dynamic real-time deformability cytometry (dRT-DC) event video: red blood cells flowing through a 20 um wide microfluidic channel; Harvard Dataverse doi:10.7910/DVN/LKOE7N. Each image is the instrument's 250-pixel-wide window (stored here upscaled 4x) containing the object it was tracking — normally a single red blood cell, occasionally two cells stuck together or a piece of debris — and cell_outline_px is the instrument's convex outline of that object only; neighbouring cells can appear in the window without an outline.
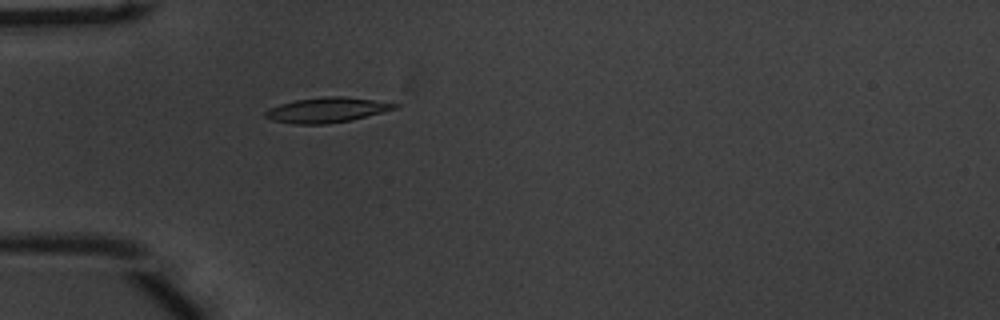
{"species": "common noctule bat (a hibernating species)", "species_latin": "Nyctalus noctula", "temperature_condition": "warm", "stored_images_in_passage": 35, "camera_frame_rate_fps": 3000, "um_per_image_px": 0.085, "animal": {"sex": "male", "body_mass_g": 20.1, "forearm_length_mm": 53.5}, "frame": {"image": 1, "passage_image": 1, "time_ms": 0.0, "image_size_px": [1000, 320], "cell_outline_px": [[400, 104], [396, 108], [352, 120], [328, 124], [296, 124], [272, 120], [264, 116], [264, 112], [268, 108], [280, 104], [296, 100], [324, 96], [344, 96]], "centroid_in_image_um": [27.74, 9.35], "position_along_channel_um": 57.3, "area_um2": 18.79}}
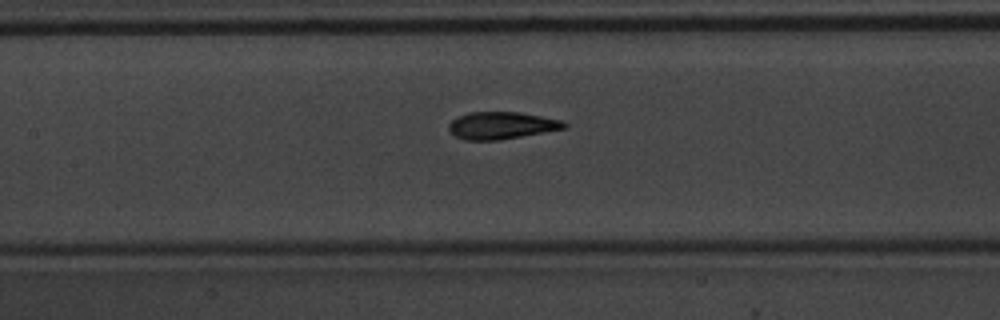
{"frame": {"image": 2, "passage_image": 10, "time_ms": 3.0, "image_size_px": [1000, 320], "cell_outline_px": [[568, 128], [500, 140], [464, 140], [456, 136], [448, 128], [448, 124], [452, 120], [468, 112], [520, 112], [564, 120], [568, 124]], "centroid_in_image_um": [42.69, 10.66], "position_along_channel_um": 164.7, "area_um2": 18.44}}
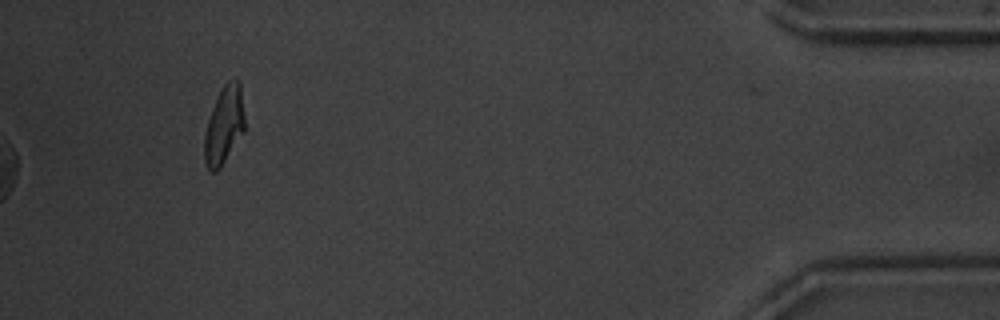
{"frame": {"image": 3, "passage_image": 35, "time_ms": 11.333, "image_size_px": [1000, 320], "cell_outline_px": [[244, 132], [220, 168], [216, 172], [212, 172], [208, 168], [204, 160], [204, 136], [208, 120], [212, 108], [220, 88], [228, 80], [236, 76], [240, 80], [244, 116]], "centroid_in_image_um": [19.05, 10.6], "position_along_channel_um": 416.1, "area_um2": 18.44}, "authors_computed_cell_mechanics": {"area_um2": 18.8428, "velocity_mm_per_s": 3.7751, "shape_relaxation_time_tau1_ms": 4.4851, "shape_relaxation_time_tau2_ms": 1.3861, "deformation_change_tau1": 0.1877, "deformation_change_tau2": 0.0677}}